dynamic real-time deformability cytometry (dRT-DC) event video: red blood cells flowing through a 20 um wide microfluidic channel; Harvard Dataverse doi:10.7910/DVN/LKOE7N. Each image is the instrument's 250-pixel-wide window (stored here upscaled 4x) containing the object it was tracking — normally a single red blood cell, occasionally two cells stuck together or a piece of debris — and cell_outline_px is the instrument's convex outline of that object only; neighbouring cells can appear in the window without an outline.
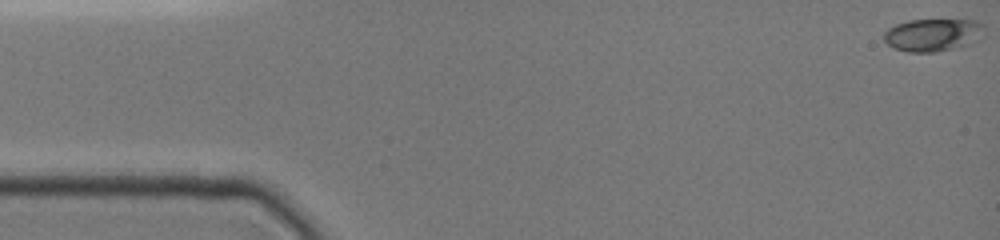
{"species": "common noctule bat (a hibernating species)", "species_latin": "Nyctalus noctula", "temperature_condition": "cold", "stored_images_in_passage": 44, "camera_frame_rate_fps": 3000, "um_per_image_px": 0.085, "animal": {"sex": "female", "body_mass_g": 19.0, "forearm_length_mm": 51.5}, "frame": {"image": 1, "passage_image": 1, "time_ms": 0.0, "image_size_px": [1000, 240], "cell_outline_px": [[984, 36], [980, 40], [972, 44], [956, 48], [936, 52], [908, 52], [892, 48], [884, 40], [884, 32], [888, 28], [896, 24], [908, 20], [976, 20], [984, 24]], "centroid_in_image_um": [79.34, 2.97], "position_along_channel_um": 5.7, "area_um2": 19.54}}
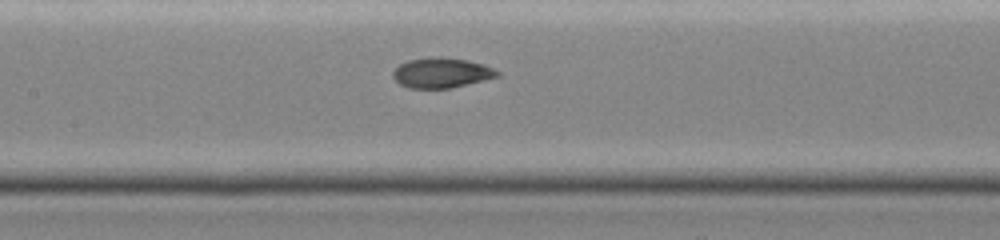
{"frame": {"image": 2, "passage_image": 23, "time_ms": 7.333, "image_size_px": [1000, 240], "cell_outline_px": [[500, 76], [448, 88], [412, 88], [400, 84], [392, 76], [392, 72], [400, 64], [408, 60], [432, 56], [440, 56], [468, 60], [492, 68], [500, 72]], "centroid_in_image_um": [37.5, 6.17], "position_along_channel_um": 169.9, "area_um2": 18.09}}
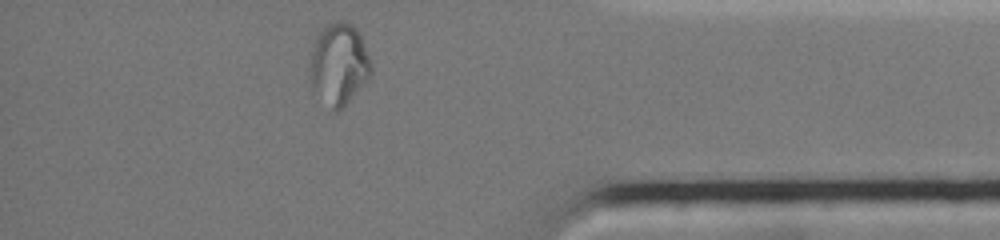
{"frame": {"image": 3, "passage_image": 42, "time_ms": 13.667, "image_size_px": [1000, 240], "cell_outline_px": [[372, 72], [368, 80], [336, 112], [328, 112], [312, 88], [312, 56], [316, 36], [328, 24], [336, 20], [352, 24], [356, 28], [360, 36], [368, 56], [372, 68]], "centroid_in_image_um": [28.81, 5.5], "position_along_channel_um": 406.4, "area_um2": 28.55}}